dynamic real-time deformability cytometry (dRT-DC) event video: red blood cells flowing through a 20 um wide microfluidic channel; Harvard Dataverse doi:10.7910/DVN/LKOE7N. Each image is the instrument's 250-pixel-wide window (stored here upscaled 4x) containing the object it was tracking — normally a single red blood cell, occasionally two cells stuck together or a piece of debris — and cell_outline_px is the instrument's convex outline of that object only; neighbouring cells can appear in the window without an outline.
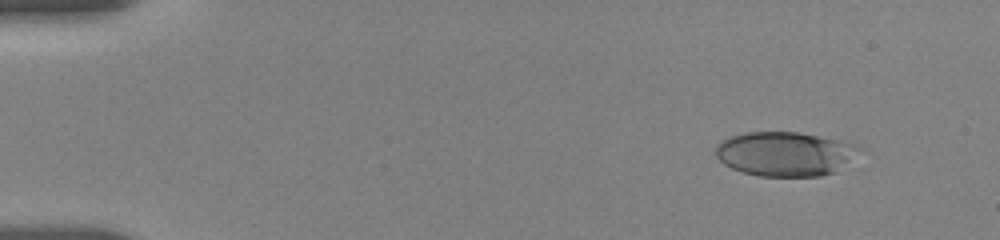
{"species": "human", "species_latin": "Homo sapiens", "temperature_condition": "room temperature", "stored_images_in_passage": 7, "camera_frame_rate_fps": 3000, "um_per_image_px": 0.085, "donor": {"sex": "female"}, "frame": {"image": 1, "passage_image": 1, "time_ms": 0.0, "image_size_px": [1000, 240], "cell_outline_px": [[864, 148], [836, 172], [820, 176], [760, 176], [744, 172], [732, 168], [724, 164], [716, 156], [716, 144], [720, 140], [744, 132], [796, 132], [840, 140], [856, 144]], "centroid_in_image_um": [66.73, 13.07], "position_along_channel_um": 18.3, "area_um2": 37.11}}
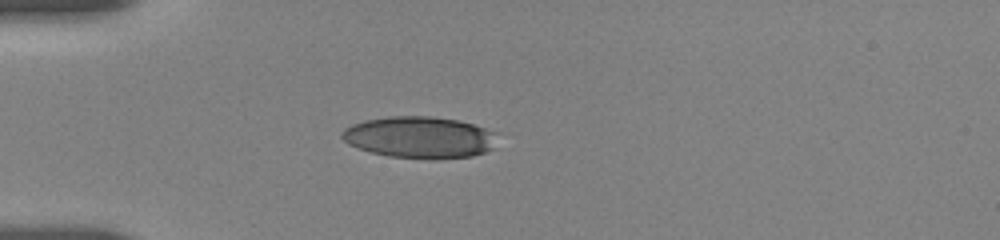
{"frame": {"image": 2, "passage_image": 5, "time_ms": 3.333, "image_size_px": [1000, 240], "cell_outline_px": [[496, 132], [492, 148], [484, 152], [472, 156], [436, 160], [388, 156], [372, 152], [348, 144], [340, 136], [340, 132], [344, 128], [352, 124], [364, 120], [388, 116], [432, 116], [456, 120], [472, 124]], "centroid_in_image_um": [35.63, 11.67], "position_along_channel_um": 49.4, "area_um2": 37.8}}
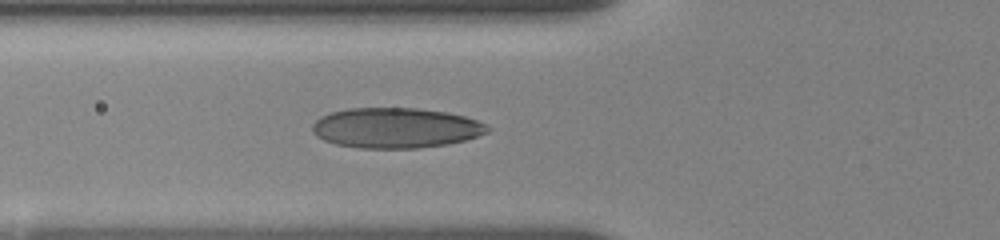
{"frame": {"image": 3, "passage_image": 7, "time_ms": 5.0, "image_size_px": [1000, 240], "cell_outline_px": [[492, 128], [488, 132], [464, 140], [448, 144], [416, 148], [360, 148], [336, 144], [324, 140], [316, 136], [312, 132], [312, 124], [320, 116], [332, 112], [348, 108], [416, 108], [448, 112], [464, 116], [476, 120]], "centroid_in_image_um": [33.62, 10.87], "position_along_channel_um": 92.2, "area_um2": 41.1}}